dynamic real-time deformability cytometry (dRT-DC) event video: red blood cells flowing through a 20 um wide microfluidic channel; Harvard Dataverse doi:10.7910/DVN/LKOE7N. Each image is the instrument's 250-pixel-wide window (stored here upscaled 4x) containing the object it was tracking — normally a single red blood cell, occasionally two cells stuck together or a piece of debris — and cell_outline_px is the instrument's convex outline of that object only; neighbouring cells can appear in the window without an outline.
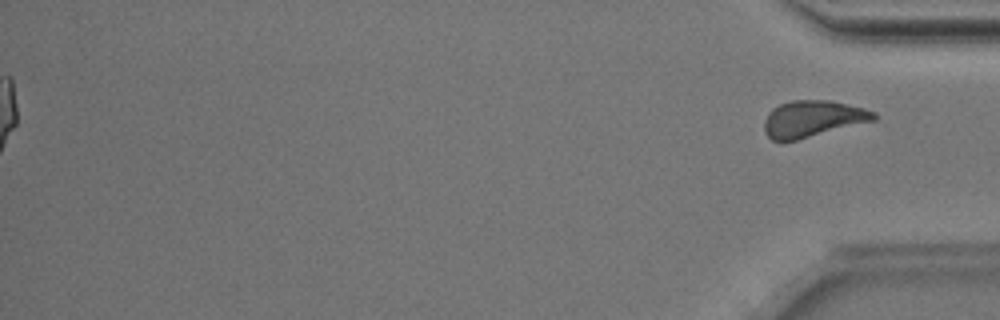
{"species": "Egyptian fruit bat (a non-hibernating species)", "species_latin": "Rousettus aegyptiacus", "temperature_condition": "room temperature", "stored_images_in_passage": 43, "segment_of_instrument_passage": [2, 2], "camera_frame_rate_fps": 3000, "um_per_image_px": 0.085, "animal": {"sex": "male"}, "frame": {"image": 1, "passage_image": 43, "time_ms": 14.0, "image_size_px": [1000, 320], "cell_outline_px": [[876, 120], [780, 144], [772, 140], [764, 132], [764, 120], [768, 112], [772, 108], [780, 104], [792, 100], [828, 100], [848, 104], [864, 108], [876, 112]], "centroid_in_image_um": [69.04, 10.11], "position_along_channel_um": 366.2, "area_um2": 23.58}}